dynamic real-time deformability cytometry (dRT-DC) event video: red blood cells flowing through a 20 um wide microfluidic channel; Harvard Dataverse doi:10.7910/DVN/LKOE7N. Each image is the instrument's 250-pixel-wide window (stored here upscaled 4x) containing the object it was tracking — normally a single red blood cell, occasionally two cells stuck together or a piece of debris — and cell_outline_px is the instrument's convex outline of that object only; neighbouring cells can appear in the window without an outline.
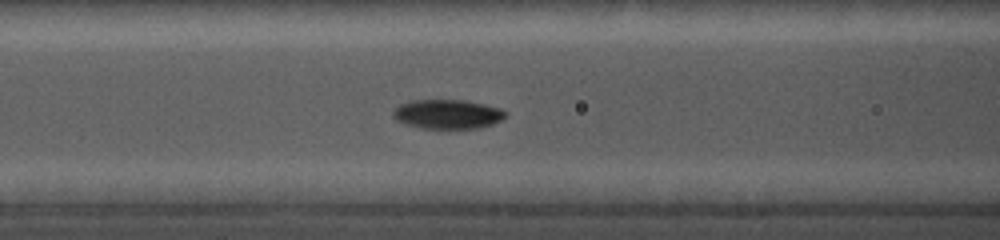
{"species": "common noctule bat (a hibernating species)", "species_latin": "Nyctalus noctula", "temperature_condition": "cold", "stored_images_in_passage": 25, "camera_frame_rate_fps": 5000, "um_per_image_px": 0.085, "animal": {"sex": "female", "body_mass_g": 19.0, "forearm_length_mm": 56.7}, "frame": {"image": 1, "passage_image": 10, "time_ms": 7.0, "image_size_px": [1000, 240], "cell_outline_px": [[508, 116], [492, 124], [480, 128], [420, 128], [404, 124], [396, 120], [392, 116], [392, 112], [400, 104], [412, 100], [464, 100], [500, 108], [508, 112]], "centroid_in_image_um": [38.04, 9.7], "position_along_channel_um": 128.6, "area_um2": 19.25}}
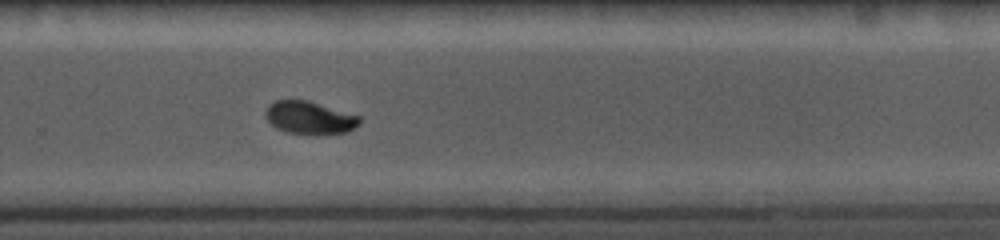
{"frame": {"image": 2, "passage_image": 19, "time_ms": 11.6, "image_size_px": [1000, 240], "cell_outline_px": [[360, 124], [348, 132], [288, 132], [276, 128], [264, 116], [264, 112], [268, 104], [276, 100], [308, 100], [360, 116]], "centroid_in_image_um": [26.28, 9.96], "position_along_channel_um": 303.5, "area_um2": 17.46}}
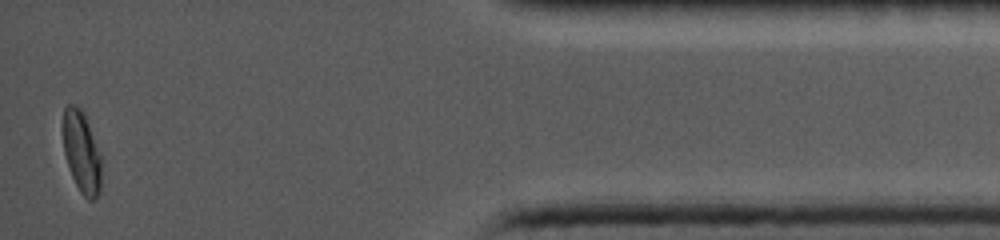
{"frame": {"image": 3, "passage_image": 25, "time_ms": 16.0, "image_size_px": [1000, 240], "cell_outline_px": [[100, 192], [92, 200], [88, 200], [80, 192], [72, 176], [64, 152], [64, 104], [72, 104], [80, 108], [84, 112], [100, 152]], "centroid_in_image_um": [6.94, 12.91], "position_along_channel_um": 428.3, "area_um2": 17.98}, "authors_computed_cell_mechanics": {"area_um2": 18.207, "velocity_mm_per_s": 3.8113, "shape_relaxation_time_tau1_ms": null, "shape_relaxation_time_tau2_ms": 1.4843, "deformation_change_tau1": null, "deformation_change_tau2": 0.0293}}